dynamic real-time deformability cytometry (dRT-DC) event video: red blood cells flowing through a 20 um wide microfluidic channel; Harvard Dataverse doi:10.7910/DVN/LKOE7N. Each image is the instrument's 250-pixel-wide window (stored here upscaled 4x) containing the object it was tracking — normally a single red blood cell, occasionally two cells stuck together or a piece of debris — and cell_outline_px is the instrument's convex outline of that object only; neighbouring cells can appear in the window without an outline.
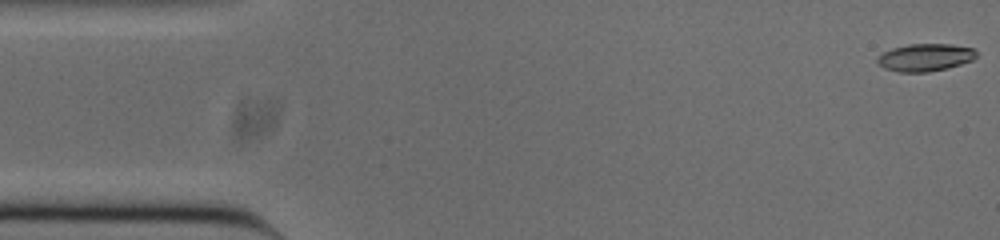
{"species": "common noctule bat (a hibernating species)", "species_latin": "Nyctalus noctula", "temperature_condition": "cold", "stored_images_in_passage": 43, "camera_frame_rate_fps": 3000, "um_per_image_px": 0.085, "animal": {"sex": "male", "body_mass_g": 20.0, "forearm_length_mm": 53.3}, "frame": {"image": 1, "passage_image": 1, "time_ms": 0.0, "image_size_px": [1000, 240], "cell_outline_px": [[976, 56], [972, 60], [948, 68], [928, 72], [900, 72], [884, 68], [876, 60], [884, 52], [892, 48], [908, 44], [952, 44], [972, 48], [976, 52]], "centroid_in_image_um": [78.65, 4.88], "position_along_channel_um": 6.4, "area_um2": 15.72}}
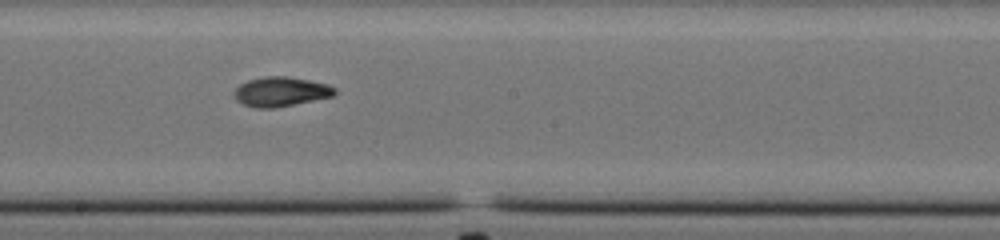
{"frame": {"image": 2, "passage_image": 28, "time_ms": 9.0, "image_size_px": [1000, 240], "cell_outline_px": [[336, 92], [332, 96], [272, 108], [256, 108], [244, 104], [236, 100], [232, 92], [240, 84], [248, 80], [264, 76], [288, 76], [328, 84], [336, 88]], "centroid_in_image_um": [23.83, 7.78], "position_along_channel_um": 224.4, "area_um2": 17.17}}
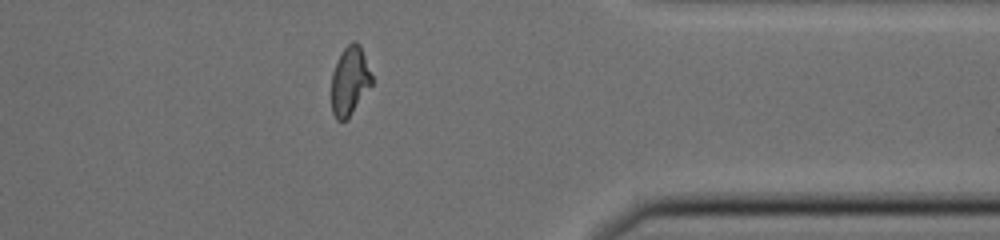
{"frame": {"image": 3, "passage_image": 42, "time_ms": 13.667, "image_size_px": [1000, 240], "cell_outline_px": [[372, 84], [348, 120], [336, 120], [332, 112], [332, 72], [336, 60], [340, 52], [352, 40], [356, 40], [360, 44], [372, 76]], "centroid_in_image_um": [29.72, 6.86], "position_along_channel_um": 381.7, "area_um2": 16.36}}